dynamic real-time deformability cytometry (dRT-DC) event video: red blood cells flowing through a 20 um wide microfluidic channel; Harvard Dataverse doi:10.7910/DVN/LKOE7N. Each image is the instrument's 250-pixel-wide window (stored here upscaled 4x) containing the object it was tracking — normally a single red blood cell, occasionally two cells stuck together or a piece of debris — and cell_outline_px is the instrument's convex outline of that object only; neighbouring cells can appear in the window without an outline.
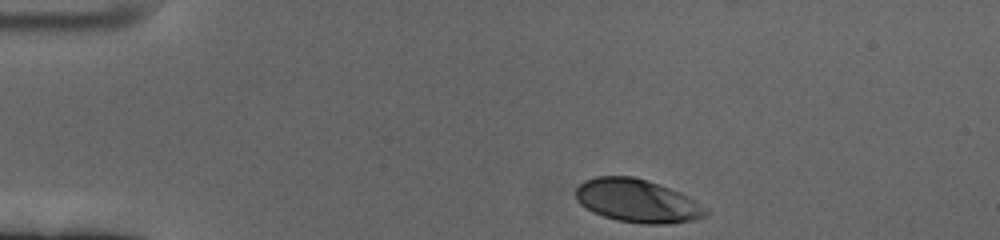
{"species": "human", "species_latin": "Homo sapiens", "temperature_condition": "cold", "stored_images_in_passage": 40, "camera_frame_rate_fps": 3000, "um_per_image_px": 0.085, "donor": {"sex": "female"}, "frame": {"image": 1, "passage_image": 1, "time_ms": 0.0, "image_size_px": [1000, 240], "cell_outline_px": [[708, 216], [696, 220], [668, 224], [644, 224], [616, 220], [592, 212], [580, 204], [576, 200], [576, 188], [584, 180], [596, 176], [632, 176], [660, 184], [680, 192], [688, 196], [704, 208], [708, 212]], "centroid_in_image_um": [54.16, 17.08], "position_along_channel_um": 30.8, "area_um2": 32.83}}
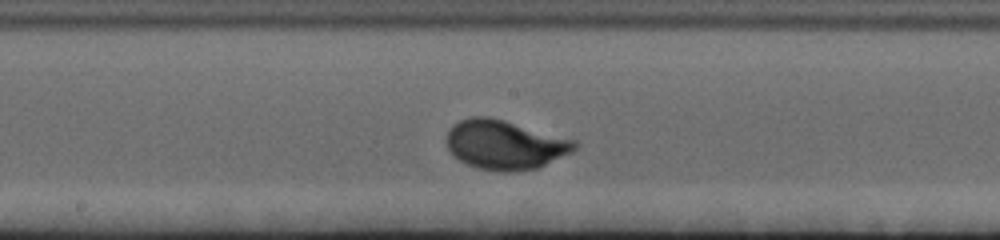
{"frame": {"image": 2, "passage_image": 22, "time_ms": 7.0, "image_size_px": [1000, 240], "cell_outline_px": [[576, 148], [572, 152], [536, 168], [516, 172], [504, 172], [480, 168], [468, 164], [452, 156], [448, 148], [448, 128], [452, 124], [460, 120], [472, 116], [488, 116], [504, 120], [576, 140]], "centroid_in_image_um": [42.9, 12.29], "position_along_channel_um": 205.3, "area_um2": 36.59}}
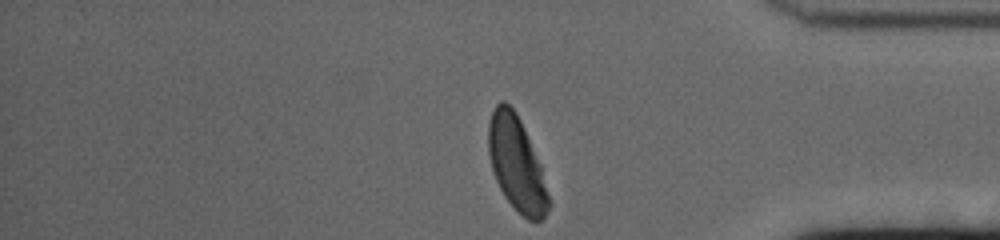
{"frame": {"image": 3, "passage_image": 40, "time_ms": 13.0, "image_size_px": [1000, 240], "cell_outline_px": [[552, 204], [544, 216], [540, 220], [528, 220], [504, 196], [496, 180], [492, 168], [488, 152], [488, 124], [492, 112], [496, 104], [500, 100], [504, 100], [516, 112], [524, 128], [540, 164]], "centroid_in_image_um": [43.91, 13.91], "position_along_channel_um": 391.3, "area_um2": 32.77}, "authors_computed_cell_mechanics": {"area_um2": 34.0442, "velocity_mm_per_s": 3.3899, "shape_relaxation_time_tau1_ms": 2.4893, "shape_relaxation_time_tau2_ms": null, "deformation_change_tau1": 0.1615, "deformation_change_tau2": null}}